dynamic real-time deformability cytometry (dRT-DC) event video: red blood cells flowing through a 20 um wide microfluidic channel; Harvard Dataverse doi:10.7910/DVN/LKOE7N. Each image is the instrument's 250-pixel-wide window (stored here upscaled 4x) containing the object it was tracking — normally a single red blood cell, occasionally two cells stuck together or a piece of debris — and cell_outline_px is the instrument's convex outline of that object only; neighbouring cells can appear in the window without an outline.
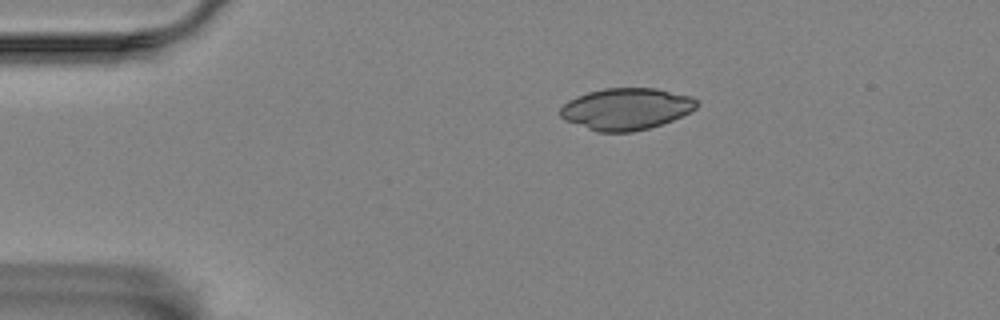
{"species": "Egyptian fruit bat (a non-hibernating species)", "species_latin": "Rousettus aegyptiacus", "temperature_condition": "room temperature", "stored_images_in_passage": 47, "camera_frame_rate_fps": 3000, "um_per_image_px": 0.085, "animal": {"sex": "female"}, "frame": {"image": 1, "passage_image": 1, "time_ms": 0.0, "image_size_px": [1000, 320], "cell_outline_px": [[700, 104], [696, 108], [672, 120], [648, 128], [632, 132], [596, 132], [564, 120], [560, 116], [560, 108], [568, 100], [576, 96], [588, 92], [604, 88], [656, 88], [692, 96]], "centroid_in_image_um": [53.2, 9.25], "position_along_channel_um": 31.8, "area_um2": 33.23}}
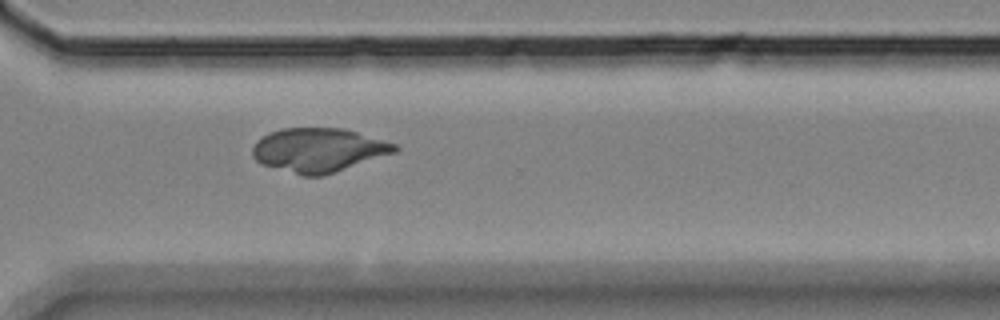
{"frame": {"image": 2, "passage_image": 32, "time_ms": 10.333, "image_size_px": [1000, 320], "cell_outline_px": [[400, 148], [396, 152], [324, 176], [304, 176], [260, 164], [252, 156], [252, 148], [256, 140], [268, 132], [280, 128], [344, 128], [396, 144]], "centroid_in_image_um": [27.05, 12.75], "position_along_channel_um": 343.6, "area_um2": 36.65}}
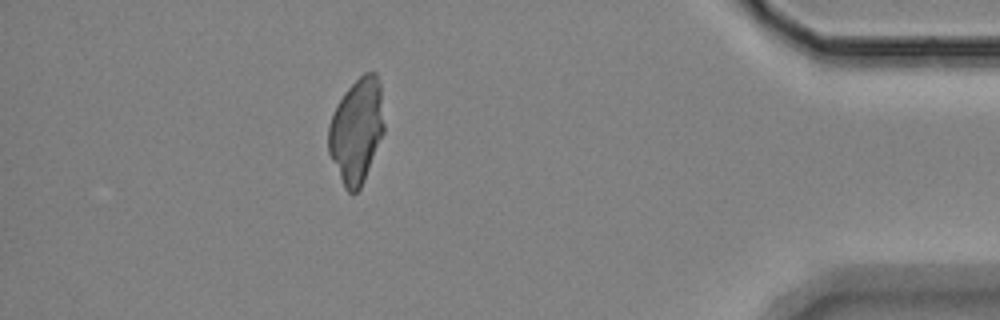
{"frame": {"image": 3, "passage_image": 41, "time_ms": 13.333, "image_size_px": [1000, 320], "cell_outline_px": [[384, 132], [364, 180], [360, 188], [352, 196], [344, 188], [328, 152], [328, 124], [344, 92], [364, 72], [376, 72], [380, 80], [384, 124]], "centroid_in_image_um": [30.31, 11.11], "position_along_channel_um": 404.9, "area_um2": 33.99}}